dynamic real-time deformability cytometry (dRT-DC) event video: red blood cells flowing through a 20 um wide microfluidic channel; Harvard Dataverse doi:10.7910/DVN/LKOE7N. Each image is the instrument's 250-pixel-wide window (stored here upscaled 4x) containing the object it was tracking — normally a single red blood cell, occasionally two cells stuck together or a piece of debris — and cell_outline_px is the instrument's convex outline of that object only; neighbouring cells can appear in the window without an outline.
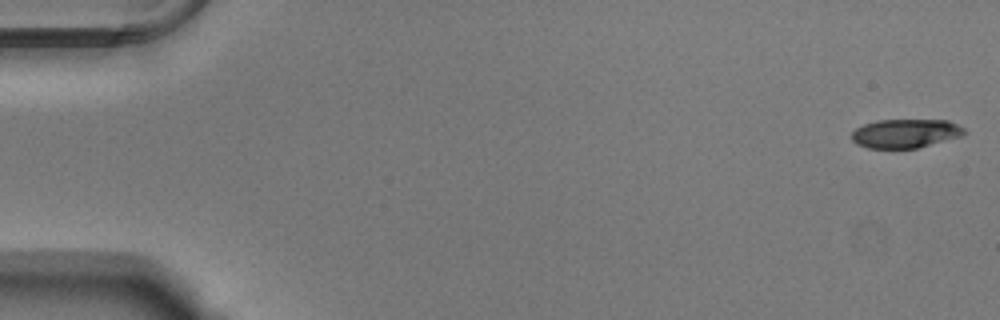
{"species": "Egyptian fruit bat (a non-hibernating species)", "species_latin": "Rousettus aegyptiacus", "temperature_condition": "warm", "stored_images_in_passage": 54, "camera_frame_rate_fps": 3000, "um_per_image_px": 0.085, "animal": {"sex": "male"}, "frame": {"image": 1, "passage_image": 1, "time_ms": 0.0, "image_size_px": [1000, 320], "cell_outline_px": [[968, 132], [964, 136], [916, 148], [868, 148], [856, 144], [852, 140], [852, 132], [856, 128], [864, 124], [876, 120], [948, 120], [964, 128]], "centroid_in_image_um": [76.99, 11.34], "position_along_channel_um": 8.0, "area_um2": 19.07}}
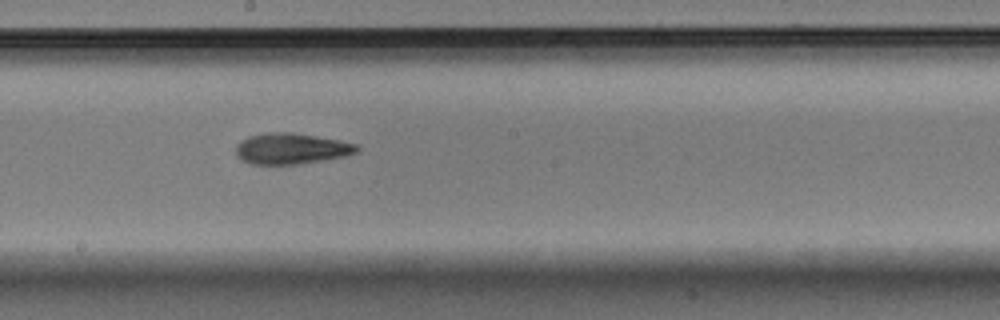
{"frame": {"image": 2, "passage_image": 30, "time_ms": 9.667, "image_size_px": [1000, 320], "cell_outline_px": [[360, 152], [344, 156], [324, 160], [300, 164], [252, 164], [240, 160], [236, 152], [236, 144], [240, 140], [248, 136], [264, 132], [292, 132], [340, 140], [356, 144], [360, 148]], "centroid_in_image_um": [24.75, 12.62], "position_along_channel_um": 223.4, "area_um2": 22.08}}
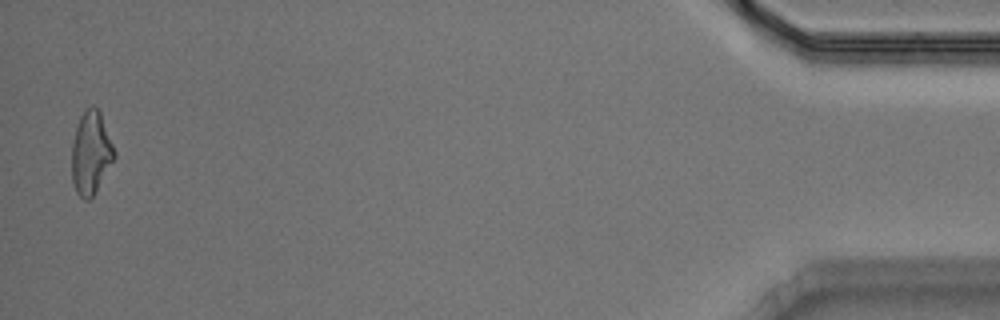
{"frame": {"image": 3, "passage_image": 53, "time_ms": 17.333, "image_size_px": [1000, 320], "cell_outline_px": [[116, 156], [92, 196], [88, 200], [84, 200], [76, 192], [72, 180], [72, 144], [76, 128], [80, 116], [92, 104], [100, 112], [116, 152]], "centroid_in_image_um": [7.72, 12.99], "position_along_channel_um": 427.5, "area_um2": 20.23}, "authors_computed_cell_mechanics": {"area_um2": 20.9236, "velocity_mm_per_s": 3.7899, "shape_relaxation_time_tau1_ms": 3.5598, "shape_relaxation_time_tau2_ms": 2.5403, "deformation_change_tau1": 0.1611, "deformation_change_tau2": 0.1154}}